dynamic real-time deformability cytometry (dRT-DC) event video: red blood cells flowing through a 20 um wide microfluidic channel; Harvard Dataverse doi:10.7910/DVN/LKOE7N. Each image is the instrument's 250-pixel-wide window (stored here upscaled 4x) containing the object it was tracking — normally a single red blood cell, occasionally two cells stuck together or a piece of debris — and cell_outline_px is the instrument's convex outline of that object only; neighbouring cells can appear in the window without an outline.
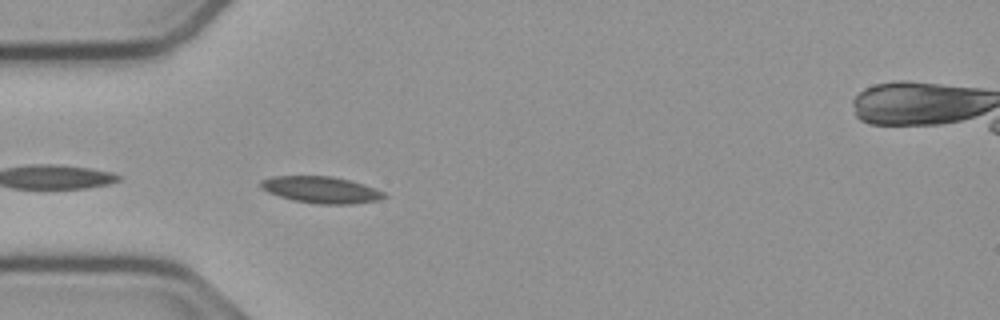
{"species": "common noctule bat (a hibernating species)", "species_latin": "Nyctalus noctula", "temperature_condition": "cold", "stored_images_in_passage": 39, "camera_frame_rate_fps": 3000, "um_per_image_px": 0.085, "animal": {"sex": "male", "body_mass_g": 23.1, "forearm_length_mm": 52.7}, "frame": {"image": 1, "passage_image": 2, "time_ms": 0.333, "image_size_px": [1000, 320], "cell_outline_px": [[388, 196], [380, 200], [352, 204], [316, 204], [292, 200], [268, 192], [260, 188], [260, 180], [272, 176], [332, 176], [364, 184], [384, 192]], "centroid_in_image_um": [27.29, 16.13], "position_along_channel_um": 57.7, "area_um2": 19.25}}
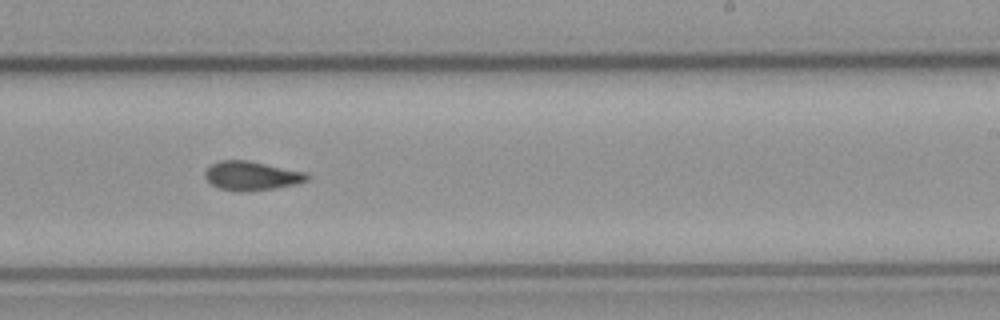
{"frame": {"image": 2, "passage_image": 18, "time_ms": 5.667, "image_size_px": [1000, 320], "cell_outline_px": [[308, 180], [296, 184], [276, 188], [244, 192], [240, 192], [220, 188], [212, 184], [204, 176], [204, 172], [212, 164], [220, 160], [248, 160], [304, 172], [308, 176]], "centroid_in_image_um": [21.36, 14.94], "position_along_channel_um": 267.6, "area_um2": 17.11}}
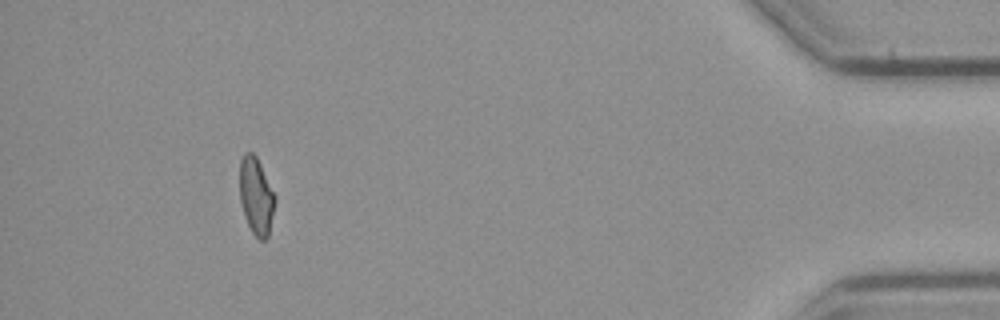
{"frame": {"image": 3, "passage_image": 35, "time_ms": 11.333, "image_size_px": [1000, 320], "cell_outline_px": [[276, 200], [268, 236], [264, 240], [260, 240], [252, 232], [244, 216], [240, 200], [240, 160], [244, 152], [252, 152], [256, 156], [276, 196]], "centroid_in_image_um": [21.77, 16.66], "position_along_channel_um": 413.4, "area_um2": 15.84}, "authors_computed_cell_mechanics": {"area_um2": 16.8776, "velocity_mm_per_s": 3.7761, "shape_relaxation_time_tau1_ms": 11.2377, "shape_relaxation_time_tau2_ms": 5.281, "deformation_change_tau1": 0.2566, "deformation_change_tau2": 0.1113}}